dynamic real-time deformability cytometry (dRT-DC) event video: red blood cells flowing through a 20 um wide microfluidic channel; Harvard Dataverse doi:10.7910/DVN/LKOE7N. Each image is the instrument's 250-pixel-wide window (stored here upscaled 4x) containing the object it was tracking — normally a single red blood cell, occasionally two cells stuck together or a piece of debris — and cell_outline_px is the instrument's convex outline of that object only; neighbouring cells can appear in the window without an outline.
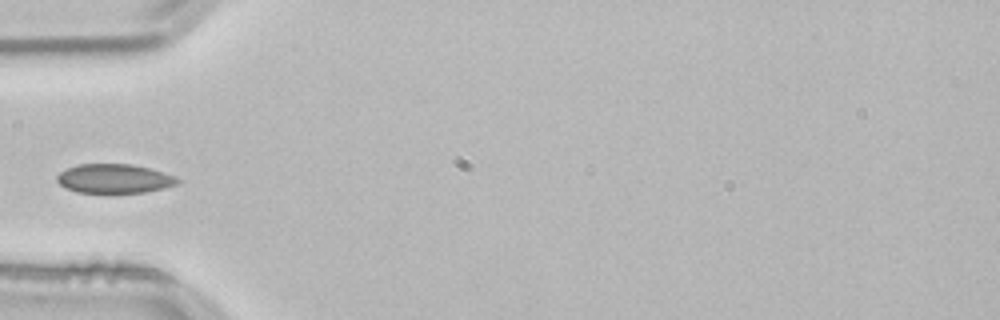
{"species": "common noctule bat (a hibernating species)", "species_latin": "Nyctalus noctula", "temperature_condition": "room temperature", "stored_images_in_passage": 17, "camera_frame_rate_fps": 3000, "um_per_image_px": 0.085, "animal": {"sex": "male", "body_mass_g": 21.5, "forearm_length_mm": 52.0}, "frame": {"image": 1, "passage_image": 1, "time_ms": 0.0, "image_size_px": [1000, 320], "cell_outline_px": [[180, 180], [176, 184], [164, 188], [144, 192], [76, 192], [64, 188], [56, 180], [56, 176], [60, 172], [76, 164], [132, 164], [148, 168], [176, 176]], "centroid_in_image_um": [9.68, 15.17], "position_along_channel_um": 75.3, "area_um2": 20.35}}